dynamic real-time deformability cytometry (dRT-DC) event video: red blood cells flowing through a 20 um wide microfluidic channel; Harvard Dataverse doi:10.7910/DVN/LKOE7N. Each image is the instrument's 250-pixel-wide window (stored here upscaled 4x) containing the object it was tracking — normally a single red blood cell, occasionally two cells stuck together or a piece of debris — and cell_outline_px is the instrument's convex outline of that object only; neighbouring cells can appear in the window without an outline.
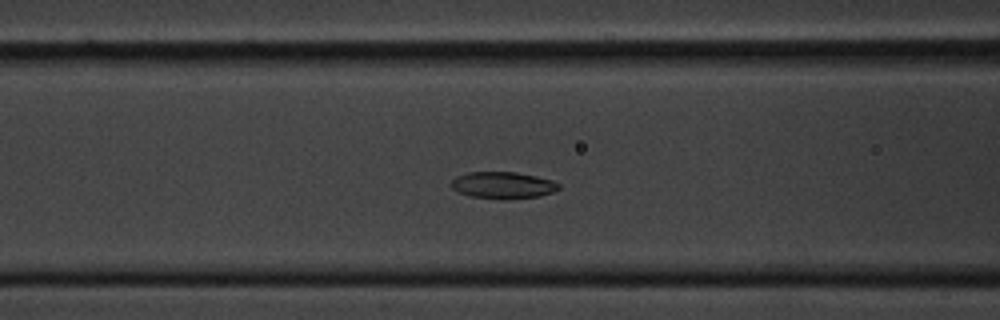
{"species": "common noctule bat (a hibernating species)", "species_latin": "Nyctalus noctula", "temperature_condition": "cold", "stored_images_in_passage": 42, "segment_of_instrument_passage": [1, 2], "camera_frame_rate_fps": 3000, "um_per_image_px": 0.085, "animal": {"sex": "male", "body_mass_g": 20.1, "forearm_length_mm": 53.5}, "frame": {"image": 1, "passage_image": 7, "time_ms": 2.0, "image_size_px": [1000, 320], "cell_outline_px": [[560, 188], [552, 192], [540, 196], [508, 200], [504, 200], [468, 196], [452, 188], [452, 180], [456, 176], [468, 172], [516, 172], [536, 176], [552, 180], [560, 184]], "centroid_in_image_um": [42.76, 15.75], "position_along_channel_um": 123.8, "area_um2": 16.94}}
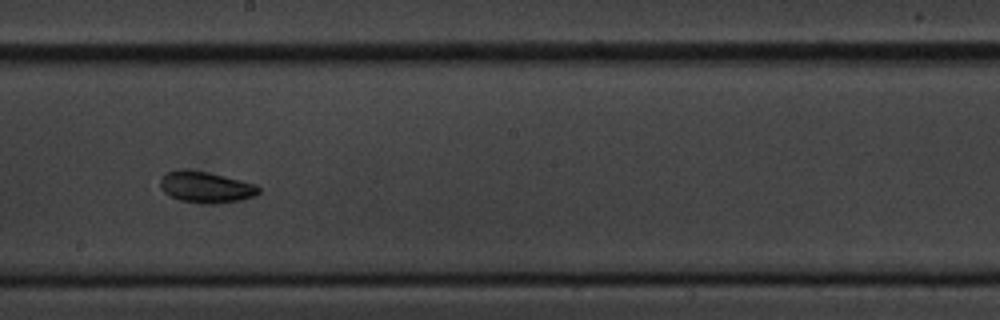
{"frame": {"image": 2, "passage_image": 16, "time_ms": 5.0, "image_size_px": [1000, 320], "cell_outline_px": [[260, 192], [256, 196], [240, 200], [212, 204], [204, 204], [180, 200], [164, 192], [160, 188], [160, 180], [168, 172], [208, 172], [256, 184], [260, 188]], "centroid_in_image_um": [17.57, 15.95], "position_along_channel_um": 230.6, "area_um2": 17.34}}
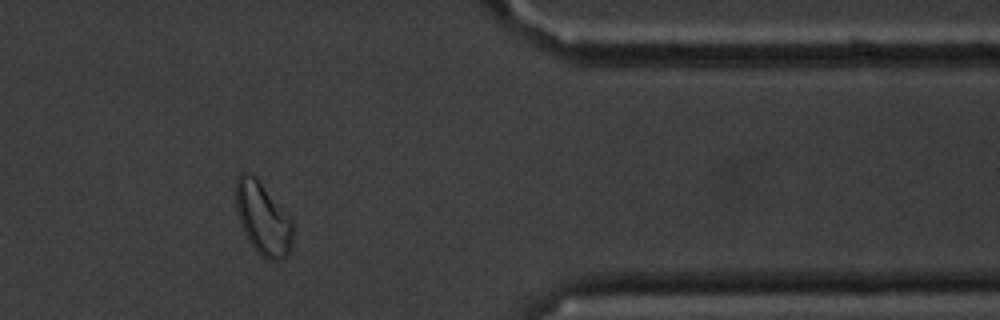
{"frame": {"image": 3, "passage_image": 31, "time_ms": 10.0, "image_size_px": [1000, 320], "cell_outline_px": [[292, 240], [288, 252], [280, 260], [268, 260], [260, 256], [248, 240], [240, 224], [236, 212], [236, 180], [244, 172], [248, 172], [256, 176], [292, 216]], "centroid_in_image_um": [22.35, 18.55], "position_along_channel_um": 389.0, "area_um2": 24.39}}